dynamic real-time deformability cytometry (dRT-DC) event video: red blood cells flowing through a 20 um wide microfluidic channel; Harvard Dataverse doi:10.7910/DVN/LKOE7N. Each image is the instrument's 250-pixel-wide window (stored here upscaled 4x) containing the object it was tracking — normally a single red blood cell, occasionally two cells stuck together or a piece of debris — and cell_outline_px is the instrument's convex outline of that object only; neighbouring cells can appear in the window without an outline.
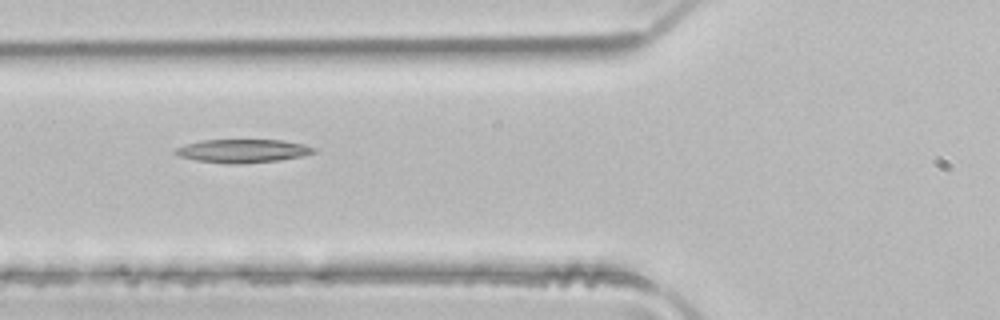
{"species": "common noctule bat (a hibernating species)", "species_latin": "Nyctalus noctula", "temperature_condition": "room temperature", "stored_images_in_passage": 6, "camera_frame_rate_fps": 3000, "um_per_image_px": 0.085, "animal": {"sex": "male", "body_mass_g": 21.5, "forearm_length_mm": 52.0}, "frame": {"image": 1, "passage_image": 5, "time_ms": 1.333, "image_size_px": [1000, 320], "cell_outline_px": [[320, 148], [316, 152], [304, 156], [280, 160], [196, 160], [180, 156], [172, 152], [176, 148], [184, 144], [204, 140], [280, 140], [304, 144]], "centroid_in_image_um": [20.73, 12.76], "position_along_channel_um": 105.1, "area_um2": 17.69}}
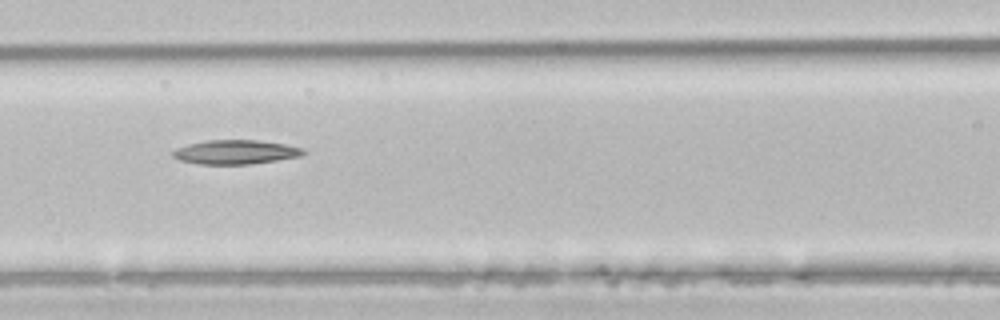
{"frame": {"image": 2, "passage_image": 6, "time_ms": 1.667, "image_size_px": [1000, 320], "cell_outline_px": [[308, 152], [300, 156], [276, 160], [248, 164], [200, 164], [180, 160], [172, 156], [172, 152], [176, 148], [188, 144], [208, 140], [256, 140], [284, 144], [304, 148]], "centroid_in_image_um": [20.03, 12.92], "position_along_channel_um": 146.6, "area_um2": 18.26}}